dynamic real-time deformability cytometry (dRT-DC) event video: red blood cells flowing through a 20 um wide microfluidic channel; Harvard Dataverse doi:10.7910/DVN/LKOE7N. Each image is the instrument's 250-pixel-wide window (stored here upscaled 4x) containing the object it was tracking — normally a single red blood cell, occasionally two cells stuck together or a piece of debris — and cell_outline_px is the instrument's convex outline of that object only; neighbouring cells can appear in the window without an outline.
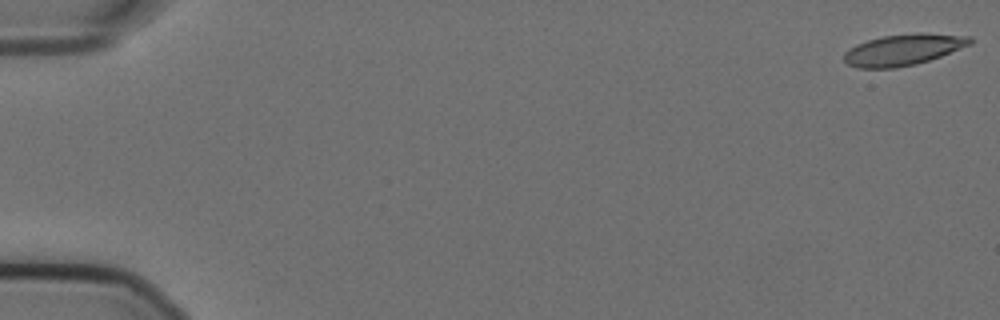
{"species": "Egyptian fruit bat (a non-hibernating species)", "species_latin": "Rousettus aegyptiacus", "temperature_condition": "cold", "stored_images_in_passage": 57, "camera_frame_rate_fps": 3000, "um_per_image_px": 0.085, "animal": {"sex": "female"}, "frame": {"image": 1, "passage_image": 1, "time_ms": 0.0, "image_size_px": [1000, 320], "cell_outline_px": [[972, 44], [940, 56], [916, 64], [896, 68], [860, 68], [848, 64], [844, 60], [844, 52], [856, 44], [868, 40], [884, 36], [916, 32], [924, 32], [972, 36]], "centroid_in_image_um": [76.81, 4.21], "position_along_channel_um": 8.2, "area_um2": 23.0}}
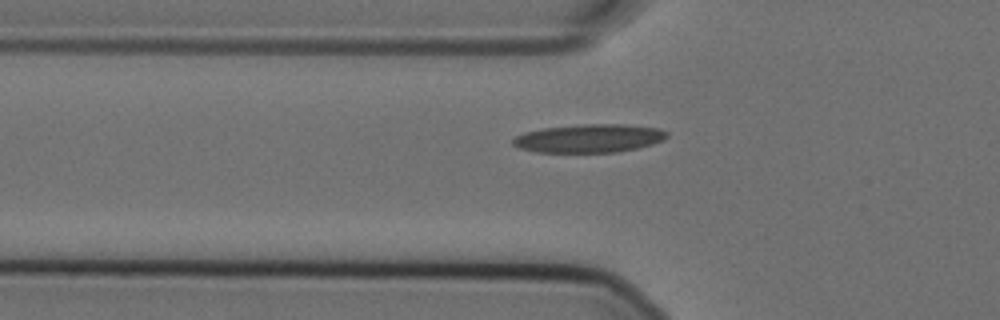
{"frame": {"image": 2, "passage_image": 20, "time_ms": 6.333, "image_size_px": [1000, 320], "cell_outline_px": [[668, 136], [664, 140], [652, 144], [636, 148], [616, 152], [536, 152], [520, 148], [512, 144], [512, 140], [516, 136], [524, 132], [544, 128], [580, 124], [624, 124], [660, 128], [668, 132]], "centroid_in_image_um": [50.1, 11.75], "position_along_channel_um": 75.7, "area_um2": 25.49}}
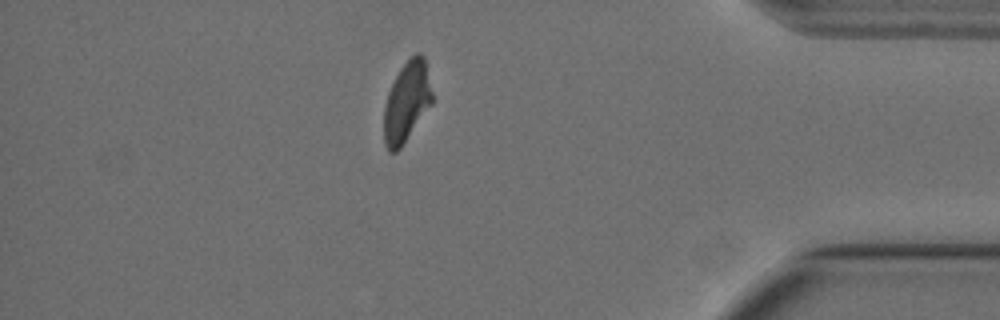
{"frame": {"image": 3, "passage_image": 50, "time_ms": 16.333, "image_size_px": [1000, 320], "cell_outline_px": [[432, 104], [400, 148], [396, 152], [388, 152], [384, 144], [384, 104], [388, 92], [400, 68], [416, 52], [420, 52], [424, 56], [432, 92]], "centroid_in_image_um": [34.56, 8.67], "position_along_channel_um": 400.6, "area_um2": 22.48}, "authors_computed_cell_mechanics": {"area_um2": 23.987, "velocity_mm_per_s": 3.56, "shape_relaxation_time_tau1_ms": 8.9625, "shape_relaxation_time_tau2_ms": 2.7918, "deformation_change_tau1": 0.2097, "deformation_change_tau2": 0.0987}}